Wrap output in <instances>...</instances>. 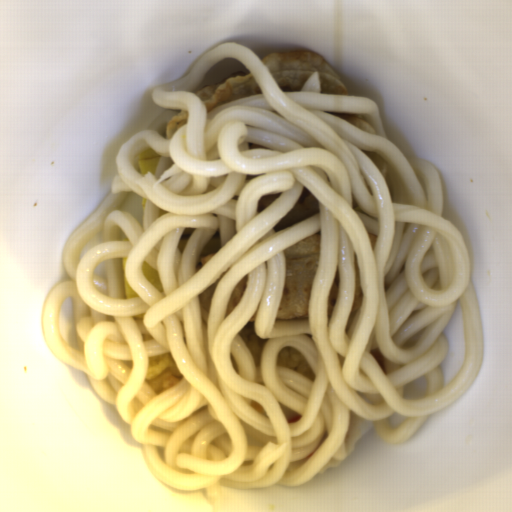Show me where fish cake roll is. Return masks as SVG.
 <instances>
[{"label": "fish cake roll", "instance_id": "14b837c1", "mask_svg": "<svg viewBox=\"0 0 512 512\" xmlns=\"http://www.w3.org/2000/svg\"><path fill=\"white\" fill-rule=\"evenodd\" d=\"M366 420L355 414L354 412H350L346 435L343 441L346 457L352 452L353 447L357 440L361 435V427L365 423Z\"/></svg>", "mask_w": 512, "mask_h": 512}, {"label": "fish cake roll", "instance_id": "80858fc9", "mask_svg": "<svg viewBox=\"0 0 512 512\" xmlns=\"http://www.w3.org/2000/svg\"><path fill=\"white\" fill-rule=\"evenodd\" d=\"M280 408L287 420V423H294L301 419V415L280 403Z\"/></svg>", "mask_w": 512, "mask_h": 512}, {"label": "fish cake roll", "instance_id": "0198cecc", "mask_svg": "<svg viewBox=\"0 0 512 512\" xmlns=\"http://www.w3.org/2000/svg\"><path fill=\"white\" fill-rule=\"evenodd\" d=\"M343 459H336V458H331L330 460H328L315 474H323L327 469H329L330 467H334L336 465H339L341 463Z\"/></svg>", "mask_w": 512, "mask_h": 512}]
</instances>
